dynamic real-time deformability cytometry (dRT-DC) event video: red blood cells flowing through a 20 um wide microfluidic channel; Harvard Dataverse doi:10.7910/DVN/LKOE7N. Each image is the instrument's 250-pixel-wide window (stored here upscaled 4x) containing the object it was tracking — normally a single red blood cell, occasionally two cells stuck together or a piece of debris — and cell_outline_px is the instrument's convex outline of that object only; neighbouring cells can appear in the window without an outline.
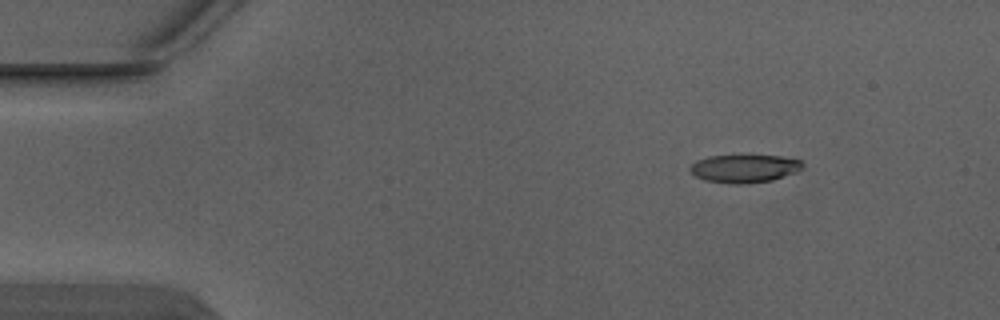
{"species": "Egyptian fruit bat (a non-hibernating species)", "species_latin": "Rousettus aegyptiacus", "temperature_condition": "warm", "stored_images_in_passage": 3, "camera_frame_rate_fps": 3000, "um_per_image_px": 0.085, "animal": {"sex": "male"}, "frame": {"image": 1, "passage_image": 2, "time_ms": 0.333, "image_size_px": [1000, 320], "cell_outline_px": [[804, 168], [796, 172], [772, 180], [740, 184], [732, 184], [704, 180], [696, 176], [688, 168], [696, 160], [708, 156], [780, 156], [800, 160], [804, 164]], "centroid_in_image_um": [63.27, 14.32], "position_along_channel_um": 21.7, "area_um2": 18.26}}